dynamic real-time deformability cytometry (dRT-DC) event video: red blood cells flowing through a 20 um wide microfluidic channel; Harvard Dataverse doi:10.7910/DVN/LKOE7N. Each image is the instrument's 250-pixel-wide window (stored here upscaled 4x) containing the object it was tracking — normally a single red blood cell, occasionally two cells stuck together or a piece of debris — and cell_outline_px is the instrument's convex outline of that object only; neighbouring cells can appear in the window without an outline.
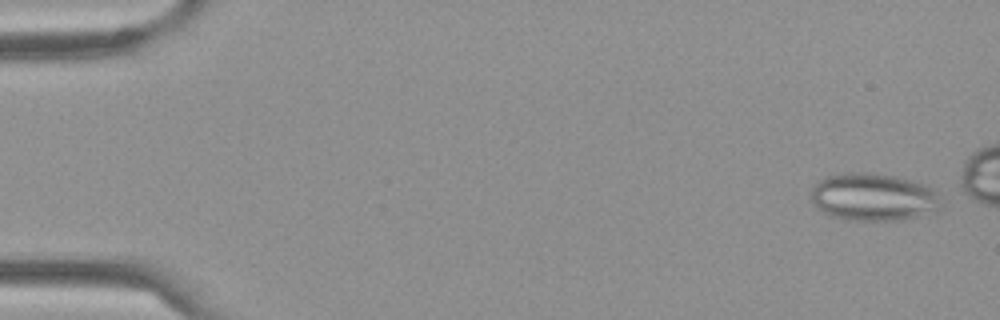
{"species": "Egyptian fruit bat (a non-hibernating species)", "species_latin": "Rousettus aegyptiacus", "temperature_condition": "cold", "stored_images_in_passage": 53, "camera_frame_rate_fps": 3000, "um_per_image_px": 0.085, "frame": {"image": 1, "passage_image": 3, "time_ms": 0.667, "image_size_px": [1000, 320], "cell_outline_px": [[940, 208], [916, 216], [896, 220], [856, 220], [832, 216], [824, 212], [812, 200], [812, 188], [816, 180], [828, 176], [848, 172], [872, 172], [896, 176], [912, 180], [924, 184], [932, 188]], "centroid_in_image_um": [74.18, 16.71], "position_along_channel_um": 10.8, "area_um2": 35.43}}
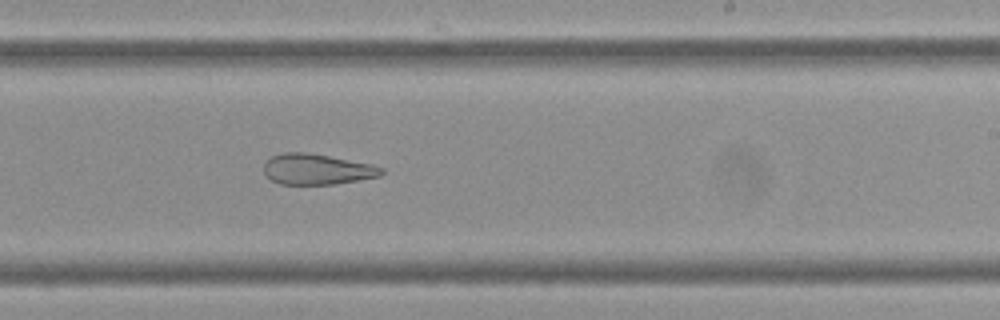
{"frame": {"image": 2, "passage_image": 37, "time_ms": 12.0, "image_size_px": [1000, 320], "cell_outline_px": [[384, 172], [380, 176], [332, 184], [280, 184], [272, 180], [264, 172], [264, 164], [272, 156], [284, 152], [304, 152], [328, 156], [372, 164], [384, 168]], "centroid_in_image_um": [26.94, 14.38], "position_along_channel_um": 262.1, "area_um2": 20.75}}
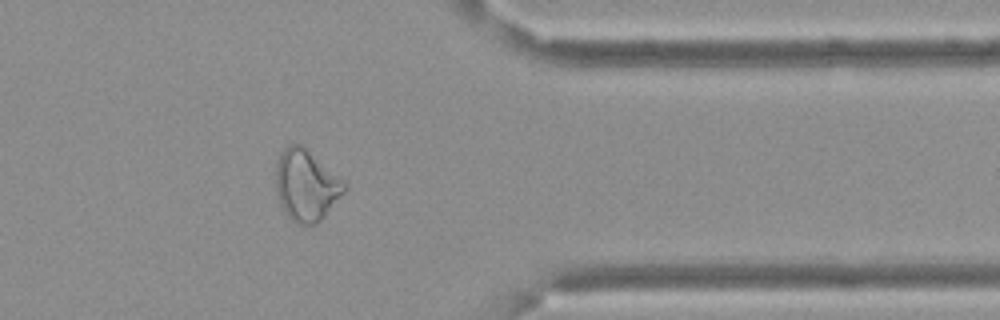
{"frame": {"image": 3, "passage_image": 49, "time_ms": 16.0, "image_size_px": [1000, 320], "cell_outline_px": [[348, 188], [324, 216], [316, 224], [296, 224], [284, 212], [280, 204], [276, 188], [276, 164], [280, 152], [288, 144], [304, 144], [344, 180]], "centroid_in_image_um": [26.03, 15.71], "position_along_channel_um": 385.4, "area_um2": 28.78}}